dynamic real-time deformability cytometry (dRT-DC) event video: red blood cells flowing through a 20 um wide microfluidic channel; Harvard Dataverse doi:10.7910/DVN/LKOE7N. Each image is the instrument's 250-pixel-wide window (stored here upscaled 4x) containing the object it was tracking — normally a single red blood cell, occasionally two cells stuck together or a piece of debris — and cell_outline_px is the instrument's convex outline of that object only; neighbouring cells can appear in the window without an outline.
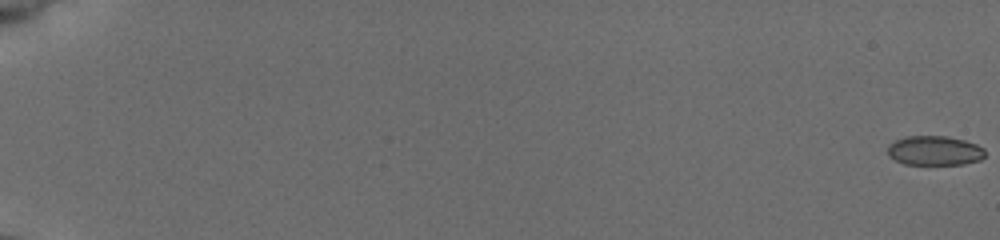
{"species": "common noctule bat (a hibernating species)", "species_latin": "Nyctalus noctula", "temperature_condition": "cold", "stored_images_in_passage": 56, "camera_frame_rate_fps": 3000, "um_per_image_px": 0.085, "animal": {"sex": "female", "body_mass_g": 19.5, "forearm_length_mm": 54.1}, "frame": {"image": 1, "passage_image": 1, "time_ms": 0.0, "image_size_px": [1000, 240], "cell_outline_px": [[984, 156], [980, 160], [964, 164], [904, 164], [888, 156], [888, 144], [904, 136], [948, 136], [964, 140], [976, 144], [984, 148]], "centroid_in_image_um": [79.43, 12.8], "position_along_channel_um": 5.6, "area_um2": 16.76}}
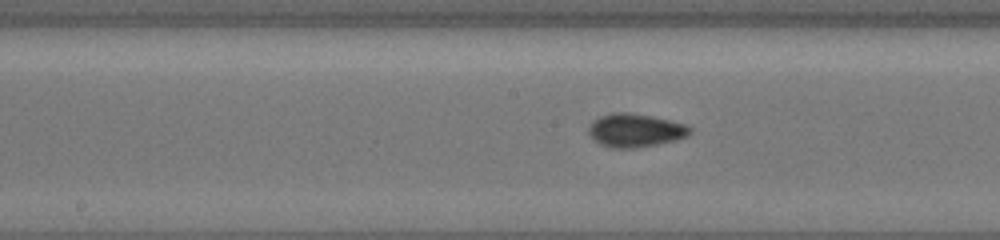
{"frame": {"image": 2, "passage_image": 32, "time_ms": 10.333, "image_size_px": [1000, 240], "cell_outline_px": [[692, 132], [688, 136], [676, 140], [636, 148], [608, 148], [600, 144], [588, 132], [588, 128], [600, 116], [612, 112], [628, 112], [652, 116], [684, 124], [692, 128]], "centroid_in_image_um": [54.02, 11.08], "position_along_channel_um": 194.2, "area_um2": 19.59}}
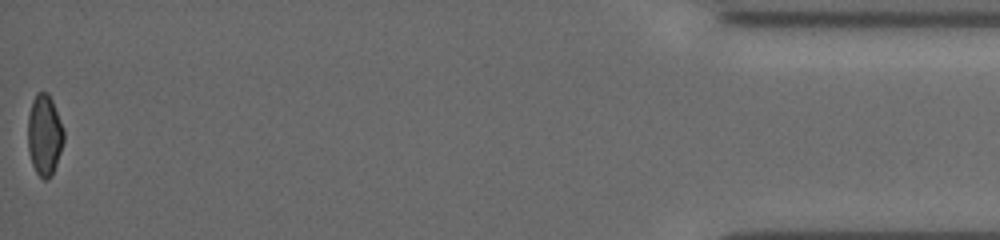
{"frame": {"image": 3, "passage_image": 56, "time_ms": 18.333, "image_size_px": [1000, 240], "cell_outline_px": [[64, 140], [52, 176], [48, 180], [44, 180], [36, 172], [32, 164], [28, 152], [28, 116], [32, 100], [36, 92], [48, 92], [52, 100], [64, 128]], "centroid_in_image_um": [3.78, 11.47], "position_along_channel_um": 431.4, "area_um2": 17.11}, "authors_computed_cell_mechanics": {"area_um2": 17.6579, "velocity_mm_per_s": 3.9456, "shape_relaxation_time_tau1_ms": 7.9552, "shape_relaxation_time_tau2_ms": 1.3211, "deformation_change_tau1": 0.1068, "deformation_change_tau2": 0.0475}}